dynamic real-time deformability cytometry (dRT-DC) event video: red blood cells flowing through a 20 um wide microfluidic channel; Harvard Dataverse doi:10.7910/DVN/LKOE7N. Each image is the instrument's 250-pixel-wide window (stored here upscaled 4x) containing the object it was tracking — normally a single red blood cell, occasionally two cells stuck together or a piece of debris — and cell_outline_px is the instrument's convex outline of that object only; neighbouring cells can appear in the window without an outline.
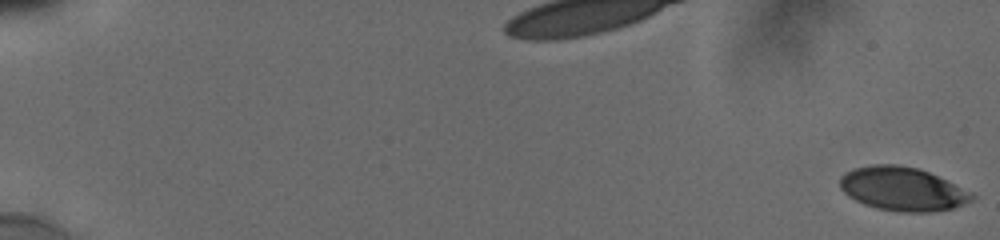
{"species": "human", "species_latin": "Homo sapiens", "temperature_condition": "cold", "stored_images_in_passage": 56, "camera_frame_rate_fps": 3000, "um_per_image_px": 0.085, "donor": {"sex": "male"}, "frame": {"image": 1, "passage_image": 1, "time_ms": 0.0, "image_size_px": [1000, 240], "cell_outline_px": [[976, 196], [972, 200], [964, 204], [952, 208], [932, 212], [900, 212], [876, 208], [864, 204], [848, 196], [840, 188], [840, 176], [844, 172], [856, 168], [872, 164], [896, 164], [916, 168], [928, 172], [972, 192]], "centroid_in_image_um": [76.7, 16.06], "position_along_channel_um": 8.3, "area_um2": 33.52}}
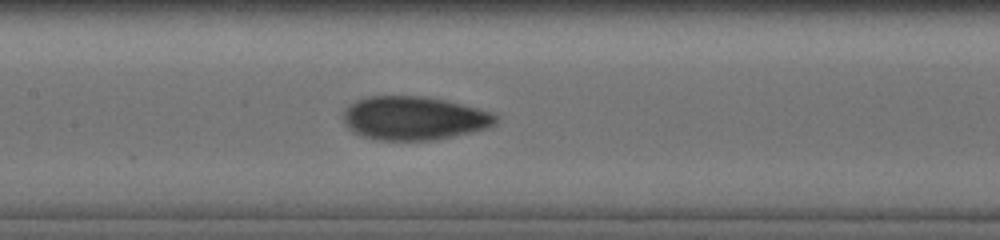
{"frame": {"image": 2, "passage_image": 30, "time_ms": 9.667, "image_size_px": [1000, 240], "cell_outline_px": [[500, 116], [496, 124], [488, 128], [436, 140], [376, 140], [360, 136], [352, 132], [344, 124], [344, 108], [348, 104], [356, 100], [368, 96], [428, 96], [496, 112]], "centroid_in_image_um": [35.21, 10.04], "position_along_channel_um": 172.2, "area_um2": 39.42}}
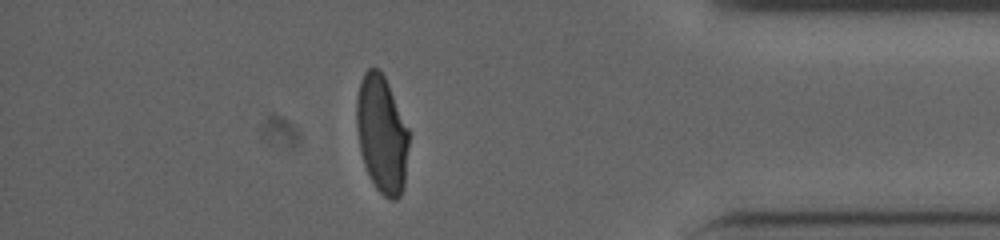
{"frame": {"image": 3, "passage_image": 50, "time_ms": 16.333, "image_size_px": [1000, 240], "cell_outline_px": [[408, 144], [404, 188], [400, 196], [396, 200], [388, 200], [376, 188], [364, 164], [360, 148], [356, 128], [356, 100], [360, 80], [364, 72], [368, 68], [380, 68], [388, 84], [408, 128]], "centroid_in_image_um": [32.44, 11.4], "position_along_channel_um": 402.8, "area_um2": 35.78}, "authors_computed_cell_mechanics": {"area_um2": 36.6163, "velocity_mm_per_s": 3.8568, "shape_relaxation_time_tau1_ms": 6.3698, "shape_relaxation_time_tau2_ms": 0.9735, "deformation_change_tau1": 0.188, "deformation_change_tau2": 0.0546}}